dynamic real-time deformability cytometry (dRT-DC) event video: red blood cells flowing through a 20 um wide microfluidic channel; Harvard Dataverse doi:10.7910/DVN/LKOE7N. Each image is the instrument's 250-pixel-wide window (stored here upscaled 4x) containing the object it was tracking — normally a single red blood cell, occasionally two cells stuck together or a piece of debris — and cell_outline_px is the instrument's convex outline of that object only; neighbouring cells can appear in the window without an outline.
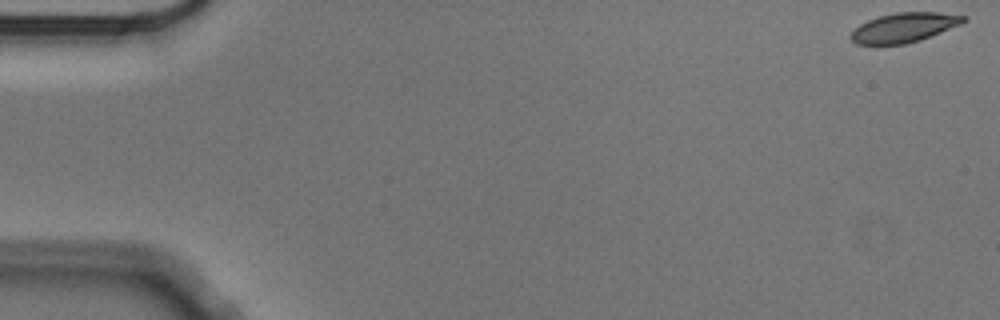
{"species": "Egyptian fruit bat (a non-hibernating species)", "species_latin": "Rousettus aegyptiacus", "temperature_condition": "cold", "stored_images_in_passage": 57, "camera_frame_rate_fps": 3000, "um_per_image_px": 0.085, "animal": {"sex": "male"}, "frame": {"image": 1, "passage_image": 1, "time_ms": 0.0, "image_size_px": [1000, 320], "cell_outline_px": [[968, 20], [960, 24], [920, 40], [904, 44], [856, 44], [848, 36], [860, 24], [868, 20], [880, 16], [896, 12], [936, 12], [968, 16]], "centroid_in_image_um": [76.85, 2.33], "position_along_channel_um": 8.2, "area_um2": 19.19}}
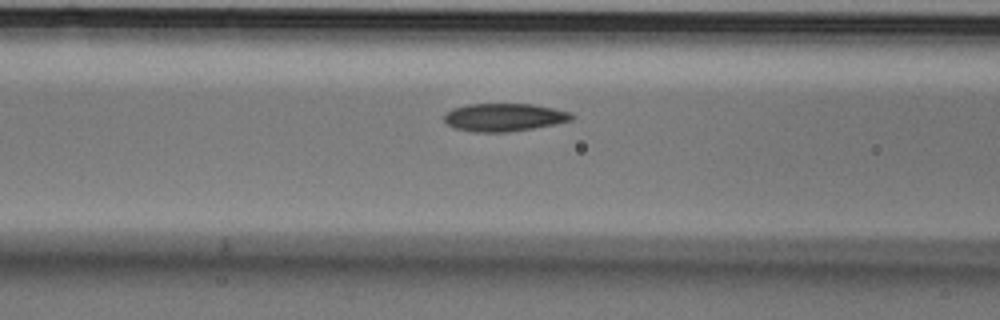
{"frame": {"image": 2, "passage_image": 23, "time_ms": 7.333, "image_size_px": [1000, 320], "cell_outline_px": [[576, 116], [572, 120], [556, 124], [508, 132], [472, 132], [456, 128], [448, 124], [444, 120], [444, 112], [452, 108], [468, 104], [532, 104], [572, 112]], "centroid_in_image_um": [42.86, 9.97], "position_along_channel_um": 123.7, "area_um2": 20.87}}
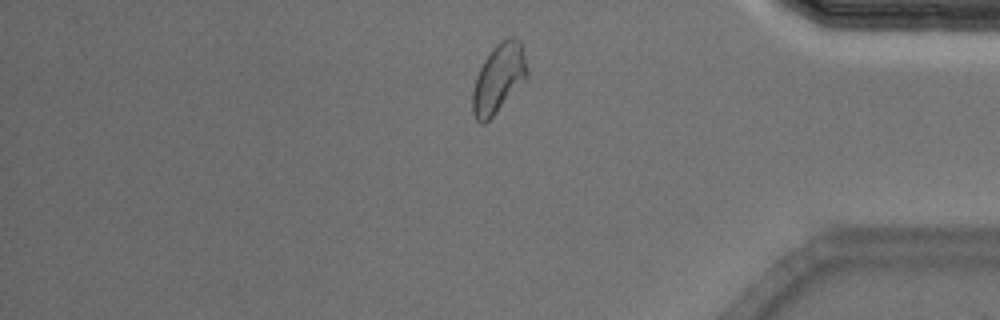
{"frame": {"image": 3, "passage_image": 48, "time_ms": 15.667, "image_size_px": [1000, 320], "cell_outline_px": [[528, 76], [492, 116], [484, 124], [480, 124], [476, 120], [472, 112], [472, 92], [476, 76], [484, 60], [492, 48], [500, 40], [508, 36], [516, 36], [520, 40], [524, 52], [528, 68]], "centroid_in_image_um": [42.38, 6.61], "position_along_channel_um": 392.8, "area_um2": 21.91}, "authors_computed_cell_mechanics": {"area_um2": 20.6346, "velocity_mm_per_s": 3.505, "shape_relaxation_time_tau1_ms": 3.3399, "shape_relaxation_time_tau2_ms": 2.5114, "deformation_change_tau1": 0.1156, "deformation_change_tau2": 0.0735}}